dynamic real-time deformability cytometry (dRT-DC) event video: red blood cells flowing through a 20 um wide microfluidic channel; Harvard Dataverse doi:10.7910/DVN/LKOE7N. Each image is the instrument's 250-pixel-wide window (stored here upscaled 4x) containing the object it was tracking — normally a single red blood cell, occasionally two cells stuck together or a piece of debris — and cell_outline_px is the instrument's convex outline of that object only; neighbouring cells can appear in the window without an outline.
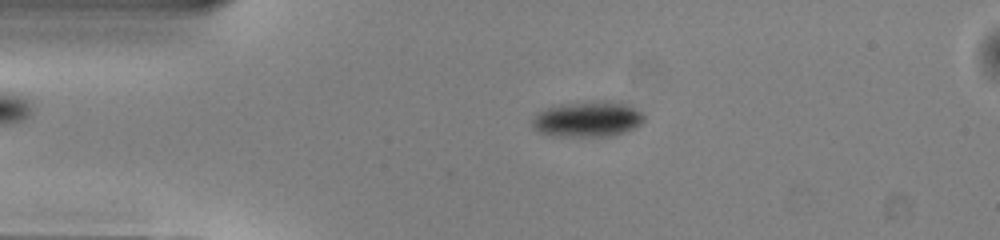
{"species": "common noctule bat (a hibernating species)", "species_latin": "Nyctalus noctula", "temperature_condition": "warm", "stored_images_in_passage": 50, "camera_frame_rate_fps": 3000, "um_per_image_px": 0.085, "animal": {"sex": "male", "body_mass_g": 13.0, "forearm_length_mm": 53.1}, "frame": {"image": 1, "passage_image": 10, "time_ms": 3.0, "image_size_px": [1000, 240], "cell_outline_px": [[644, 120], [636, 128], [612, 136], [552, 136], [540, 132], [532, 128], [532, 120], [536, 112], [552, 104], [592, 100], [620, 100], [644, 112]], "centroid_in_image_um": [49.95, 10.08], "position_along_channel_um": 35.0, "area_um2": 24.22}}
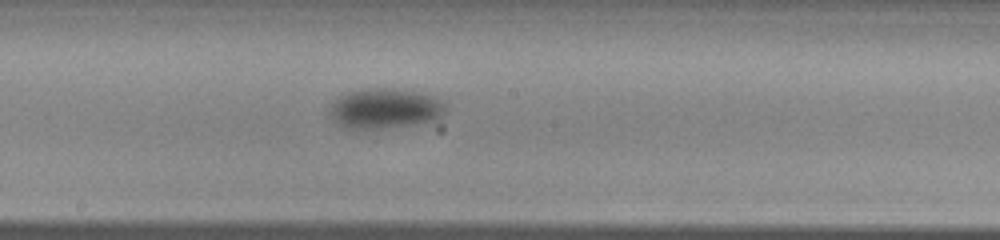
{"frame": {"image": 2, "passage_image": 26, "time_ms": 8.333, "image_size_px": [1000, 240], "cell_outline_px": [[448, 108], [440, 116], [432, 120], [416, 124], [380, 128], [348, 128], [340, 124], [328, 112], [328, 108], [340, 96], [348, 92], [368, 88], [384, 88], [412, 92], [432, 96], [440, 100]], "centroid_in_image_um": [32.7, 9.22], "position_along_channel_um": 215.5, "area_um2": 26.36}}
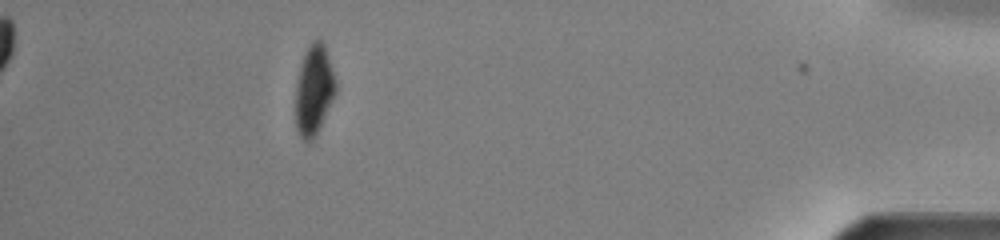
{"frame": {"image": 3, "passage_image": 45, "time_ms": 14.667, "image_size_px": [1000, 240], "cell_outline_px": [[336, 92], [312, 140], [308, 144], [296, 132], [296, 88], [300, 68], [304, 56], [312, 40], [320, 40], [324, 44], [328, 56], [336, 84]], "centroid_in_image_um": [26.67, 7.68], "position_along_channel_um": 408.5, "area_um2": 20.35}, "authors_computed_cell_mechanics": {"area_um2": 23.6113, "velocity_mm_per_s": 4.0273, "shape_relaxation_time_tau1_ms": 2.527, "shape_relaxation_time_tau2_ms": null, "deformation_change_tau1": 0.1062, "deformation_change_tau2": null}}